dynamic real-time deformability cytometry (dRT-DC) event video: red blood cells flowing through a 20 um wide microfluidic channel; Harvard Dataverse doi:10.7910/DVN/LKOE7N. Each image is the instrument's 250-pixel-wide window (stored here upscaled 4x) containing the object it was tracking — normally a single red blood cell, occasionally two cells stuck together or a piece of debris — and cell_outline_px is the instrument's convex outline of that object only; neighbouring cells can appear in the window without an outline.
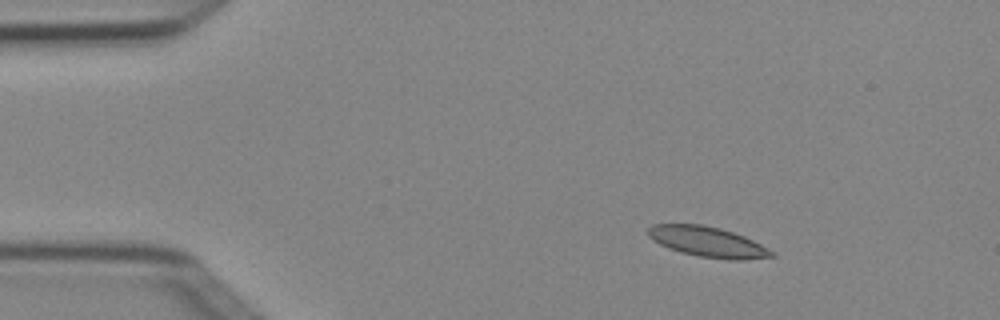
{"species": "Egyptian fruit bat (a non-hibernating species)", "species_latin": "Rousettus aegyptiacus", "temperature_condition": "cold", "stored_images_in_passage": 5, "camera_frame_rate_fps": 3000, "um_per_image_px": 0.085, "animal": {"sex": "female"}, "frame": {"image": 1, "passage_image": 3, "time_ms": 0.667, "image_size_px": [1000, 320], "cell_outline_px": [[776, 256], [744, 260], [728, 260], [700, 256], [680, 252], [668, 248], [652, 240], [648, 236], [648, 228], [652, 224], [700, 224], [720, 228], [744, 236], [776, 252]], "centroid_in_image_um": [60.16, 20.56], "position_along_channel_um": 24.8, "area_um2": 21.85}}
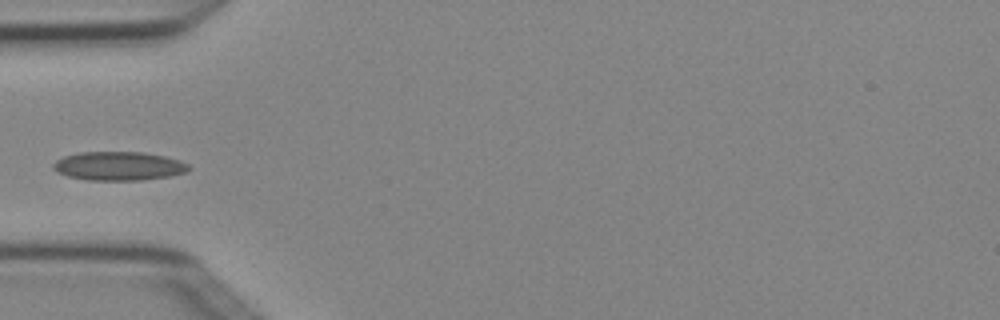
{"frame": {"image": 2, "passage_image": 5, "time_ms": 1.333, "image_size_px": [1000, 320], "cell_outline_px": [[192, 168], [188, 172], [168, 176], [140, 180], [88, 180], [68, 176], [56, 172], [52, 168], [52, 164], [56, 160], [64, 156], [80, 152], [144, 152], [164, 156], [180, 160], [188, 164]], "centroid_in_image_um": [10.09, 14.11], "position_along_channel_um": 74.9, "area_um2": 22.83}}